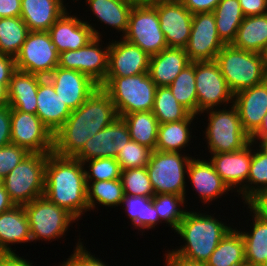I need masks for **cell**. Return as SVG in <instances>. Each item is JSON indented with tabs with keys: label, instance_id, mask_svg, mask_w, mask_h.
<instances>
[{
	"label": "cell",
	"instance_id": "83f0119b",
	"mask_svg": "<svg viewBox=\"0 0 267 266\" xmlns=\"http://www.w3.org/2000/svg\"><path fill=\"white\" fill-rule=\"evenodd\" d=\"M30 226L24 206L15 205L0 214V253H15L11 245L31 243Z\"/></svg>",
	"mask_w": 267,
	"mask_h": 266
},
{
	"label": "cell",
	"instance_id": "60d3db41",
	"mask_svg": "<svg viewBox=\"0 0 267 266\" xmlns=\"http://www.w3.org/2000/svg\"><path fill=\"white\" fill-rule=\"evenodd\" d=\"M168 87L180 104L192 114L198 115L195 62L186 66Z\"/></svg>",
	"mask_w": 267,
	"mask_h": 266
},
{
	"label": "cell",
	"instance_id": "484cf974",
	"mask_svg": "<svg viewBox=\"0 0 267 266\" xmlns=\"http://www.w3.org/2000/svg\"><path fill=\"white\" fill-rule=\"evenodd\" d=\"M64 2L65 0H21L20 17L29 31H48L68 10L69 3Z\"/></svg>",
	"mask_w": 267,
	"mask_h": 266
},
{
	"label": "cell",
	"instance_id": "816d5d0a",
	"mask_svg": "<svg viewBox=\"0 0 267 266\" xmlns=\"http://www.w3.org/2000/svg\"><path fill=\"white\" fill-rule=\"evenodd\" d=\"M15 70V57L0 54V84H9Z\"/></svg>",
	"mask_w": 267,
	"mask_h": 266
},
{
	"label": "cell",
	"instance_id": "7bdbcfd3",
	"mask_svg": "<svg viewBox=\"0 0 267 266\" xmlns=\"http://www.w3.org/2000/svg\"><path fill=\"white\" fill-rule=\"evenodd\" d=\"M120 180L124 195L153 197L155 194L146 167L122 170Z\"/></svg>",
	"mask_w": 267,
	"mask_h": 266
},
{
	"label": "cell",
	"instance_id": "9f6ffc18",
	"mask_svg": "<svg viewBox=\"0 0 267 266\" xmlns=\"http://www.w3.org/2000/svg\"><path fill=\"white\" fill-rule=\"evenodd\" d=\"M251 205L265 218H267V190L256 198Z\"/></svg>",
	"mask_w": 267,
	"mask_h": 266
},
{
	"label": "cell",
	"instance_id": "cb8c5ba5",
	"mask_svg": "<svg viewBox=\"0 0 267 266\" xmlns=\"http://www.w3.org/2000/svg\"><path fill=\"white\" fill-rule=\"evenodd\" d=\"M36 101V114L54 135L63 126L72 111L55 92L53 84L47 77L42 78L39 82Z\"/></svg>",
	"mask_w": 267,
	"mask_h": 266
},
{
	"label": "cell",
	"instance_id": "ba28073f",
	"mask_svg": "<svg viewBox=\"0 0 267 266\" xmlns=\"http://www.w3.org/2000/svg\"><path fill=\"white\" fill-rule=\"evenodd\" d=\"M184 153V154H182ZM188 155V156H187ZM193 156L185 152L152 151L146 166L155 194H176L186 197V177ZM186 183V184H185Z\"/></svg>",
	"mask_w": 267,
	"mask_h": 266
},
{
	"label": "cell",
	"instance_id": "6da1fadb",
	"mask_svg": "<svg viewBox=\"0 0 267 266\" xmlns=\"http://www.w3.org/2000/svg\"><path fill=\"white\" fill-rule=\"evenodd\" d=\"M117 117L112 99L99 86L81 106L72 111L53 135V153L74 158L90 138Z\"/></svg>",
	"mask_w": 267,
	"mask_h": 266
},
{
	"label": "cell",
	"instance_id": "e575fe53",
	"mask_svg": "<svg viewBox=\"0 0 267 266\" xmlns=\"http://www.w3.org/2000/svg\"><path fill=\"white\" fill-rule=\"evenodd\" d=\"M255 148V149H254ZM267 190V155L252 143V159L246 186L236 195L245 205Z\"/></svg>",
	"mask_w": 267,
	"mask_h": 266
},
{
	"label": "cell",
	"instance_id": "4316f807",
	"mask_svg": "<svg viewBox=\"0 0 267 266\" xmlns=\"http://www.w3.org/2000/svg\"><path fill=\"white\" fill-rule=\"evenodd\" d=\"M252 216L250 230L237 229L243 239L246 264L250 266H267V218L258 212L251 204L246 207ZM252 214V215H251Z\"/></svg>",
	"mask_w": 267,
	"mask_h": 266
},
{
	"label": "cell",
	"instance_id": "4fadbf2b",
	"mask_svg": "<svg viewBox=\"0 0 267 266\" xmlns=\"http://www.w3.org/2000/svg\"><path fill=\"white\" fill-rule=\"evenodd\" d=\"M195 80L198 115L205 110L225 107L233 103L234 94L229 89L215 60L195 61Z\"/></svg>",
	"mask_w": 267,
	"mask_h": 266
},
{
	"label": "cell",
	"instance_id": "db71d44e",
	"mask_svg": "<svg viewBox=\"0 0 267 266\" xmlns=\"http://www.w3.org/2000/svg\"><path fill=\"white\" fill-rule=\"evenodd\" d=\"M33 262L24 259V256L15 253H0V266H35Z\"/></svg>",
	"mask_w": 267,
	"mask_h": 266
},
{
	"label": "cell",
	"instance_id": "74e56055",
	"mask_svg": "<svg viewBox=\"0 0 267 266\" xmlns=\"http://www.w3.org/2000/svg\"><path fill=\"white\" fill-rule=\"evenodd\" d=\"M87 182V203L89 211L94 212L98 206L115 208L121 206L124 191L120 179L106 181H86Z\"/></svg>",
	"mask_w": 267,
	"mask_h": 266
},
{
	"label": "cell",
	"instance_id": "681fc988",
	"mask_svg": "<svg viewBox=\"0 0 267 266\" xmlns=\"http://www.w3.org/2000/svg\"><path fill=\"white\" fill-rule=\"evenodd\" d=\"M221 0H183L182 4L192 13L213 12Z\"/></svg>",
	"mask_w": 267,
	"mask_h": 266
},
{
	"label": "cell",
	"instance_id": "e7e4bbea",
	"mask_svg": "<svg viewBox=\"0 0 267 266\" xmlns=\"http://www.w3.org/2000/svg\"><path fill=\"white\" fill-rule=\"evenodd\" d=\"M156 2H174V3H182L183 0H154Z\"/></svg>",
	"mask_w": 267,
	"mask_h": 266
},
{
	"label": "cell",
	"instance_id": "30bf717a",
	"mask_svg": "<svg viewBox=\"0 0 267 266\" xmlns=\"http://www.w3.org/2000/svg\"><path fill=\"white\" fill-rule=\"evenodd\" d=\"M59 64V53L48 31H29L19 53L16 69L48 77Z\"/></svg>",
	"mask_w": 267,
	"mask_h": 266
},
{
	"label": "cell",
	"instance_id": "f546056e",
	"mask_svg": "<svg viewBox=\"0 0 267 266\" xmlns=\"http://www.w3.org/2000/svg\"><path fill=\"white\" fill-rule=\"evenodd\" d=\"M85 6L105 27L114 28L121 37L126 34L133 4L126 0H85Z\"/></svg>",
	"mask_w": 267,
	"mask_h": 266
},
{
	"label": "cell",
	"instance_id": "7402d4cb",
	"mask_svg": "<svg viewBox=\"0 0 267 266\" xmlns=\"http://www.w3.org/2000/svg\"><path fill=\"white\" fill-rule=\"evenodd\" d=\"M197 158V159H196ZM192 157L190 160L187 179L193 187L192 190L198 193V198L201 204L212 203L218 198H222V195L233 193L228 186L223 182L222 178L216 173L212 162L203 157L199 159L198 157ZM210 202V203H209Z\"/></svg>",
	"mask_w": 267,
	"mask_h": 266
},
{
	"label": "cell",
	"instance_id": "680465c9",
	"mask_svg": "<svg viewBox=\"0 0 267 266\" xmlns=\"http://www.w3.org/2000/svg\"><path fill=\"white\" fill-rule=\"evenodd\" d=\"M267 136V113L262 120L260 127L250 136V141L255 143L260 137Z\"/></svg>",
	"mask_w": 267,
	"mask_h": 266
},
{
	"label": "cell",
	"instance_id": "bcb514c9",
	"mask_svg": "<svg viewBox=\"0 0 267 266\" xmlns=\"http://www.w3.org/2000/svg\"><path fill=\"white\" fill-rule=\"evenodd\" d=\"M29 152L18 145L8 144L0 148V177L9 174Z\"/></svg>",
	"mask_w": 267,
	"mask_h": 266
},
{
	"label": "cell",
	"instance_id": "f6af8a7d",
	"mask_svg": "<svg viewBox=\"0 0 267 266\" xmlns=\"http://www.w3.org/2000/svg\"><path fill=\"white\" fill-rule=\"evenodd\" d=\"M152 151L147 146L130 140L116 156L121 170L143 168L148 165Z\"/></svg>",
	"mask_w": 267,
	"mask_h": 266
},
{
	"label": "cell",
	"instance_id": "e0dca14e",
	"mask_svg": "<svg viewBox=\"0 0 267 266\" xmlns=\"http://www.w3.org/2000/svg\"><path fill=\"white\" fill-rule=\"evenodd\" d=\"M130 140L126 122L122 117H117L109 126L90 138L74 158L82 163L95 158H116Z\"/></svg>",
	"mask_w": 267,
	"mask_h": 266
},
{
	"label": "cell",
	"instance_id": "44dd1931",
	"mask_svg": "<svg viewBox=\"0 0 267 266\" xmlns=\"http://www.w3.org/2000/svg\"><path fill=\"white\" fill-rule=\"evenodd\" d=\"M216 173L228 188L239 193L247 184L252 159V142L231 153L210 154Z\"/></svg>",
	"mask_w": 267,
	"mask_h": 266
},
{
	"label": "cell",
	"instance_id": "c3c4849f",
	"mask_svg": "<svg viewBox=\"0 0 267 266\" xmlns=\"http://www.w3.org/2000/svg\"><path fill=\"white\" fill-rule=\"evenodd\" d=\"M11 143V108L0 107V148Z\"/></svg>",
	"mask_w": 267,
	"mask_h": 266
},
{
	"label": "cell",
	"instance_id": "6125c7cd",
	"mask_svg": "<svg viewBox=\"0 0 267 266\" xmlns=\"http://www.w3.org/2000/svg\"><path fill=\"white\" fill-rule=\"evenodd\" d=\"M127 2L133 5H150L154 0H126Z\"/></svg>",
	"mask_w": 267,
	"mask_h": 266
},
{
	"label": "cell",
	"instance_id": "6f0895ef",
	"mask_svg": "<svg viewBox=\"0 0 267 266\" xmlns=\"http://www.w3.org/2000/svg\"><path fill=\"white\" fill-rule=\"evenodd\" d=\"M15 204L11 201L8 192L3 184L0 185V214L11 209Z\"/></svg>",
	"mask_w": 267,
	"mask_h": 266
},
{
	"label": "cell",
	"instance_id": "836d02e7",
	"mask_svg": "<svg viewBox=\"0 0 267 266\" xmlns=\"http://www.w3.org/2000/svg\"><path fill=\"white\" fill-rule=\"evenodd\" d=\"M246 264L244 239L233 227L219 242L206 266H243Z\"/></svg>",
	"mask_w": 267,
	"mask_h": 266
},
{
	"label": "cell",
	"instance_id": "9a60e30c",
	"mask_svg": "<svg viewBox=\"0 0 267 266\" xmlns=\"http://www.w3.org/2000/svg\"><path fill=\"white\" fill-rule=\"evenodd\" d=\"M225 43L217 33L213 12L195 13L185 52L191 62L214 61Z\"/></svg>",
	"mask_w": 267,
	"mask_h": 266
},
{
	"label": "cell",
	"instance_id": "7dc6e473",
	"mask_svg": "<svg viewBox=\"0 0 267 266\" xmlns=\"http://www.w3.org/2000/svg\"><path fill=\"white\" fill-rule=\"evenodd\" d=\"M80 237L73 249V254L66 258V261L64 259L58 266H109L99 257H95V254L92 255L93 253L83 245L84 242L81 241Z\"/></svg>",
	"mask_w": 267,
	"mask_h": 266
},
{
	"label": "cell",
	"instance_id": "f1b7e54d",
	"mask_svg": "<svg viewBox=\"0 0 267 266\" xmlns=\"http://www.w3.org/2000/svg\"><path fill=\"white\" fill-rule=\"evenodd\" d=\"M43 77L16 69L8 86V105L10 108L36 114L37 90Z\"/></svg>",
	"mask_w": 267,
	"mask_h": 266
},
{
	"label": "cell",
	"instance_id": "d6986e66",
	"mask_svg": "<svg viewBox=\"0 0 267 266\" xmlns=\"http://www.w3.org/2000/svg\"><path fill=\"white\" fill-rule=\"evenodd\" d=\"M55 92L71 111L81 106L99 87L87 75L77 70L56 67L47 77Z\"/></svg>",
	"mask_w": 267,
	"mask_h": 266
},
{
	"label": "cell",
	"instance_id": "ab89813d",
	"mask_svg": "<svg viewBox=\"0 0 267 266\" xmlns=\"http://www.w3.org/2000/svg\"><path fill=\"white\" fill-rule=\"evenodd\" d=\"M29 30L21 17L0 18V54L15 57Z\"/></svg>",
	"mask_w": 267,
	"mask_h": 266
},
{
	"label": "cell",
	"instance_id": "2e32d148",
	"mask_svg": "<svg viewBox=\"0 0 267 266\" xmlns=\"http://www.w3.org/2000/svg\"><path fill=\"white\" fill-rule=\"evenodd\" d=\"M84 19H80L76 14L71 15L66 10L50 27L48 32L59 54L63 51L78 50L95 36H102V32L100 33L93 23Z\"/></svg>",
	"mask_w": 267,
	"mask_h": 266
},
{
	"label": "cell",
	"instance_id": "8d00e7d4",
	"mask_svg": "<svg viewBox=\"0 0 267 266\" xmlns=\"http://www.w3.org/2000/svg\"><path fill=\"white\" fill-rule=\"evenodd\" d=\"M126 122L131 140L155 150L158 134V120L152 111L133 112L122 116Z\"/></svg>",
	"mask_w": 267,
	"mask_h": 266
},
{
	"label": "cell",
	"instance_id": "ee69618b",
	"mask_svg": "<svg viewBox=\"0 0 267 266\" xmlns=\"http://www.w3.org/2000/svg\"><path fill=\"white\" fill-rule=\"evenodd\" d=\"M83 165L85 168L86 181L120 179L122 170L115 158H95L85 161Z\"/></svg>",
	"mask_w": 267,
	"mask_h": 266
},
{
	"label": "cell",
	"instance_id": "9c48e42d",
	"mask_svg": "<svg viewBox=\"0 0 267 266\" xmlns=\"http://www.w3.org/2000/svg\"><path fill=\"white\" fill-rule=\"evenodd\" d=\"M30 226L32 242L58 241L66 236L69 227L78 220L64 208L50 202L45 196L24 205ZM67 232V233H66Z\"/></svg>",
	"mask_w": 267,
	"mask_h": 266
},
{
	"label": "cell",
	"instance_id": "1f68e13d",
	"mask_svg": "<svg viewBox=\"0 0 267 266\" xmlns=\"http://www.w3.org/2000/svg\"><path fill=\"white\" fill-rule=\"evenodd\" d=\"M231 45L263 54L267 48V13L244 17Z\"/></svg>",
	"mask_w": 267,
	"mask_h": 266
},
{
	"label": "cell",
	"instance_id": "5bb4252c",
	"mask_svg": "<svg viewBox=\"0 0 267 266\" xmlns=\"http://www.w3.org/2000/svg\"><path fill=\"white\" fill-rule=\"evenodd\" d=\"M11 143L29 153H53V134L38 115L12 108Z\"/></svg>",
	"mask_w": 267,
	"mask_h": 266
},
{
	"label": "cell",
	"instance_id": "52a82bcc",
	"mask_svg": "<svg viewBox=\"0 0 267 266\" xmlns=\"http://www.w3.org/2000/svg\"><path fill=\"white\" fill-rule=\"evenodd\" d=\"M48 154L50 153H29L2 179V184L15 205L24 206L44 196Z\"/></svg>",
	"mask_w": 267,
	"mask_h": 266
},
{
	"label": "cell",
	"instance_id": "d4e9b609",
	"mask_svg": "<svg viewBox=\"0 0 267 266\" xmlns=\"http://www.w3.org/2000/svg\"><path fill=\"white\" fill-rule=\"evenodd\" d=\"M190 63L184 48L167 47L150 56L148 74L157 87L169 86Z\"/></svg>",
	"mask_w": 267,
	"mask_h": 266
},
{
	"label": "cell",
	"instance_id": "f907efd6",
	"mask_svg": "<svg viewBox=\"0 0 267 266\" xmlns=\"http://www.w3.org/2000/svg\"><path fill=\"white\" fill-rule=\"evenodd\" d=\"M244 16L267 13V0H238Z\"/></svg>",
	"mask_w": 267,
	"mask_h": 266
},
{
	"label": "cell",
	"instance_id": "be15d7a7",
	"mask_svg": "<svg viewBox=\"0 0 267 266\" xmlns=\"http://www.w3.org/2000/svg\"><path fill=\"white\" fill-rule=\"evenodd\" d=\"M263 58H264L265 71L267 74V48L263 52Z\"/></svg>",
	"mask_w": 267,
	"mask_h": 266
},
{
	"label": "cell",
	"instance_id": "7a4b0ae2",
	"mask_svg": "<svg viewBox=\"0 0 267 266\" xmlns=\"http://www.w3.org/2000/svg\"><path fill=\"white\" fill-rule=\"evenodd\" d=\"M44 196L64 208L77 220L89 212L85 168L73 157L48 154L45 166Z\"/></svg>",
	"mask_w": 267,
	"mask_h": 266
},
{
	"label": "cell",
	"instance_id": "91938a15",
	"mask_svg": "<svg viewBox=\"0 0 267 266\" xmlns=\"http://www.w3.org/2000/svg\"><path fill=\"white\" fill-rule=\"evenodd\" d=\"M8 86L9 84H0V107L8 105Z\"/></svg>",
	"mask_w": 267,
	"mask_h": 266
},
{
	"label": "cell",
	"instance_id": "d6a6232c",
	"mask_svg": "<svg viewBox=\"0 0 267 266\" xmlns=\"http://www.w3.org/2000/svg\"><path fill=\"white\" fill-rule=\"evenodd\" d=\"M121 206L127 213H125L127 218L130 219V226L134 227L135 230L137 229L138 232H142V236L145 230L155 229V226L158 227L161 223L152 197L124 195Z\"/></svg>",
	"mask_w": 267,
	"mask_h": 266
},
{
	"label": "cell",
	"instance_id": "ac0fdd59",
	"mask_svg": "<svg viewBox=\"0 0 267 266\" xmlns=\"http://www.w3.org/2000/svg\"><path fill=\"white\" fill-rule=\"evenodd\" d=\"M152 4L156 7L167 46L185 48L191 33L193 14L182 3L154 1Z\"/></svg>",
	"mask_w": 267,
	"mask_h": 266
},
{
	"label": "cell",
	"instance_id": "4dcf8cb0",
	"mask_svg": "<svg viewBox=\"0 0 267 266\" xmlns=\"http://www.w3.org/2000/svg\"><path fill=\"white\" fill-rule=\"evenodd\" d=\"M198 115L191 114L187 119L159 124L155 150L162 152H181L191 144L192 124ZM191 126V127H190ZM190 142V143H189ZM189 143V144H188Z\"/></svg>",
	"mask_w": 267,
	"mask_h": 266
},
{
	"label": "cell",
	"instance_id": "b9f144b4",
	"mask_svg": "<svg viewBox=\"0 0 267 266\" xmlns=\"http://www.w3.org/2000/svg\"><path fill=\"white\" fill-rule=\"evenodd\" d=\"M152 201L161 224L166 223V226L168 224V227L175 231L188 211L186 205L188 201L185 196L168 193L154 194Z\"/></svg>",
	"mask_w": 267,
	"mask_h": 266
},
{
	"label": "cell",
	"instance_id": "3957f363",
	"mask_svg": "<svg viewBox=\"0 0 267 266\" xmlns=\"http://www.w3.org/2000/svg\"><path fill=\"white\" fill-rule=\"evenodd\" d=\"M207 211L189 210L174 231L184 244L170 251L194 262L206 263L219 242L234 227ZM221 219V220H220Z\"/></svg>",
	"mask_w": 267,
	"mask_h": 266
},
{
	"label": "cell",
	"instance_id": "7c38bea8",
	"mask_svg": "<svg viewBox=\"0 0 267 266\" xmlns=\"http://www.w3.org/2000/svg\"><path fill=\"white\" fill-rule=\"evenodd\" d=\"M103 44L105 43L102 41V37L95 36L78 50L61 52L58 67L77 70L101 86L108 73L110 41L106 42L104 46Z\"/></svg>",
	"mask_w": 267,
	"mask_h": 266
},
{
	"label": "cell",
	"instance_id": "f35d334b",
	"mask_svg": "<svg viewBox=\"0 0 267 266\" xmlns=\"http://www.w3.org/2000/svg\"><path fill=\"white\" fill-rule=\"evenodd\" d=\"M152 112L159 124L181 121L192 114L176 100L168 86L156 88Z\"/></svg>",
	"mask_w": 267,
	"mask_h": 266
},
{
	"label": "cell",
	"instance_id": "11a10c76",
	"mask_svg": "<svg viewBox=\"0 0 267 266\" xmlns=\"http://www.w3.org/2000/svg\"><path fill=\"white\" fill-rule=\"evenodd\" d=\"M163 256L165 257V263L163 264L164 266L165 264L166 266H206V263L190 261L172 253L170 250L165 251Z\"/></svg>",
	"mask_w": 267,
	"mask_h": 266
},
{
	"label": "cell",
	"instance_id": "ffe728a7",
	"mask_svg": "<svg viewBox=\"0 0 267 266\" xmlns=\"http://www.w3.org/2000/svg\"><path fill=\"white\" fill-rule=\"evenodd\" d=\"M150 56L124 38L110 41L106 77H126L148 73Z\"/></svg>",
	"mask_w": 267,
	"mask_h": 266
},
{
	"label": "cell",
	"instance_id": "d590c367",
	"mask_svg": "<svg viewBox=\"0 0 267 266\" xmlns=\"http://www.w3.org/2000/svg\"><path fill=\"white\" fill-rule=\"evenodd\" d=\"M217 33L225 44H231L236 37L244 14L238 0H221L213 11Z\"/></svg>",
	"mask_w": 267,
	"mask_h": 266
},
{
	"label": "cell",
	"instance_id": "277c9868",
	"mask_svg": "<svg viewBox=\"0 0 267 266\" xmlns=\"http://www.w3.org/2000/svg\"><path fill=\"white\" fill-rule=\"evenodd\" d=\"M215 61L233 94L267 79L263 54L225 44Z\"/></svg>",
	"mask_w": 267,
	"mask_h": 266
},
{
	"label": "cell",
	"instance_id": "94428289",
	"mask_svg": "<svg viewBox=\"0 0 267 266\" xmlns=\"http://www.w3.org/2000/svg\"><path fill=\"white\" fill-rule=\"evenodd\" d=\"M254 144L267 155V136L260 137Z\"/></svg>",
	"mask_w": 267,
	"mask_h": 266
},
{
	"label": "cell",
	"instance_id": "5b68a950",
	"mask_svg": "<svg viewBox=\"0 0 267 266\" xmlns=\"http://www.w3.org/2000/svg\"><path fill=\"white\" fill-rule=\"evenodd\" d=\"M228 108V109H226ZM207 113V126L203 138L210 154L231 153L244 148L250 142V136L241 125L239 113L235 105L212 108L200 113Z\"/></svg>",
	"mask_w": 267,
	"mask_h": 266
},
{
	"label": "cell",
	"instance_id": "f5cc1de1",
	"mask_svg": "<svg viewBox=\"0 0 267 266\" xmlns=\"http://www.w3.org/2000/svg\"><path fill=\"white\" fill-rule=\"evenodd\" d=\"M21 0H0V18L20 17Z\"/></svg>",
	"mask_w": 267,
	"mask_h": 266
},
{
	"label": "cell",
	"instance_id": "8992f818",
	"mask_svg": "<svg viewBox=\"0 0 267 266\" xmlns=\"http://www.w3.org/2000/svg\"><path fill=\"white\" fill-rule=\"evenodd\" d=\"M112 99L117 114L152 111L156 84L148 73L126 77H106L100 86Z\"/></svg>",
	"mask_w": 267,
	"mask_h": 266
},
{
	"label": "cell",
	"instance_id": "603a6c76",
	"mask_svg": "<svg viewBox=\"0 0 267 266\" xmlns=\"http://www.w3.org/2000/svg\"><path fill=\"white\" fill-rule=\"evenodd\" d=\"M233 104L238 110L242 128L251 136L267 113V79L234 94Z\"/></svg>",
	"mask_w": 267,
	"mask_h": 266
},
{
	"label": "cell",
	"instance_id": "8fae6325",
	"mask_svg": "<svg viewBox=\"0 0 267 266\" xmlns=\"http://www.w3.org/2000/svg\"><path fill=\"white\" fill-rule=\"evenodd\" d=\"M122 38L137 45L149 56L158 54L168 47L153 4L133 6L127 32Z\"/></svg>",
	"mask_w": 267,
	"mask_h": 266
}]
</instances>
